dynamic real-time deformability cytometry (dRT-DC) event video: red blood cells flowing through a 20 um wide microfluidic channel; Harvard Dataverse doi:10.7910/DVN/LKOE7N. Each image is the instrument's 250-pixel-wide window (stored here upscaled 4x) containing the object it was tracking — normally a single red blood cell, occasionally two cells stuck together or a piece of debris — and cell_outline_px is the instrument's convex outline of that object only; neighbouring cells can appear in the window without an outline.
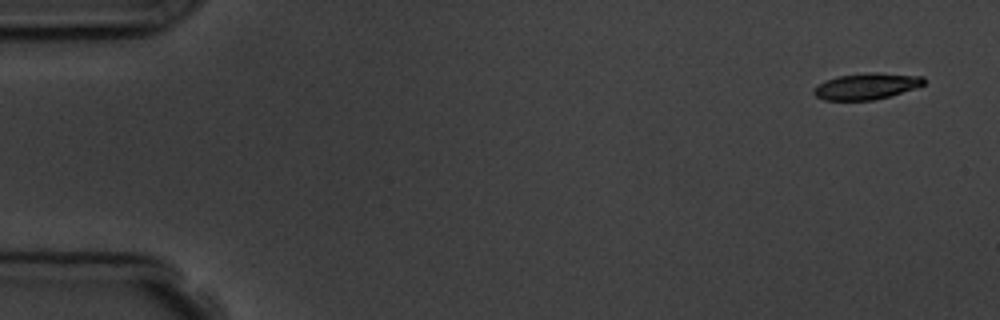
{"species": "common noctule bat (a hibernating species)", "species_latin": "Nyctalus noctula", "temperature_condition": "room temperature", "stored_images_in_passage": 4, "camera_frame_rate_fps": 3000, "um_per_image_px": 0.085, "animal": {"sex": "male", "body_mass_g": 19.5, "forearm_length_mm": 54.6}, "frame": {"image": 1, "passage_image": 1, "time_ms": 0.0, "image_size_px": [1000, 320], "cell_outline_px": [[924, 84], [916, 88], [888, 96], [872, 100], [824, 100], [816, 96], [812, 92], [824, 80], [836, 76], [872, 72], [924, 76]], "centroid_in_image_um": [73.65, 7.32], "position_along_channel_um": 11.4, "area_um2": 16.7}}
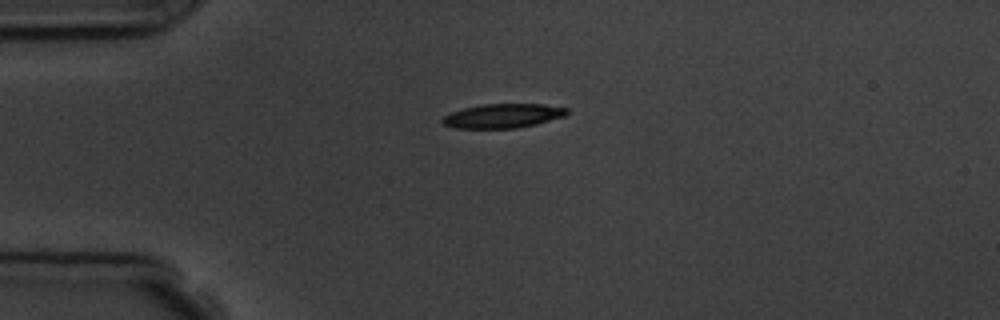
{"frame": {"image": 2, "passage_image": 4, "time_ms": 3.667, "image_size_px": [1000, 320], "cell_outline_px": [[568, 112], [564, 116], [536, 124], [516, 128], [456, 128], [444, 124], [440, 120], [444, 116], [452, 112], [464, 108], [484, 104], [544, 104], [568, 108]], "centroid_in_image_um": [42.75, 9.84], "position_along_channel_um": 42.2, "area_um2": 17.4}}